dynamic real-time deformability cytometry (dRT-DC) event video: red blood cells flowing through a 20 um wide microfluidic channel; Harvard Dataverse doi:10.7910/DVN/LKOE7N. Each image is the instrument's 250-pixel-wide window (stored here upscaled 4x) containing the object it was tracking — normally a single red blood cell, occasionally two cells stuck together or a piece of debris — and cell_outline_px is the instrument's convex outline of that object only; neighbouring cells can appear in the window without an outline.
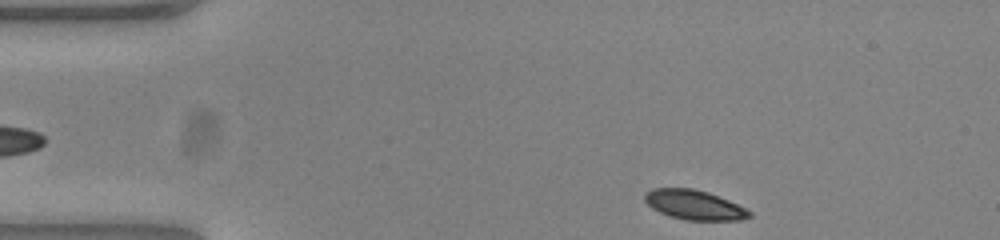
{"species": "common noctule bat (a hibernating species)", "species_latin": "Nyctalus noctula", "temperature_condition": "warm", "stored_images_in_passage": 47, "camera_frame_rate_fps": 3000, "um_per_image_px": 0.085, "animal": {"sex": "female", "body_mass_g": 23.0, "forearm_length_mm": 53.4}, "frame": {"image": 1, "passage_image": 2, "time_ms": 0.333, "image_size_px": [1000, 240], "cell_outline_px": [[752, 216], [740, 220], [688, 220], [672, 216], [660, 212], [652, 208], [644, 200], [644, 192], [652, 188], [692, 188], [708, 192], [728, 200], [752, 212]], "centroid_in_image_um": [58.99, 17.4], "position_along_channel_um": 26.0, "area_um2": 17.92}}
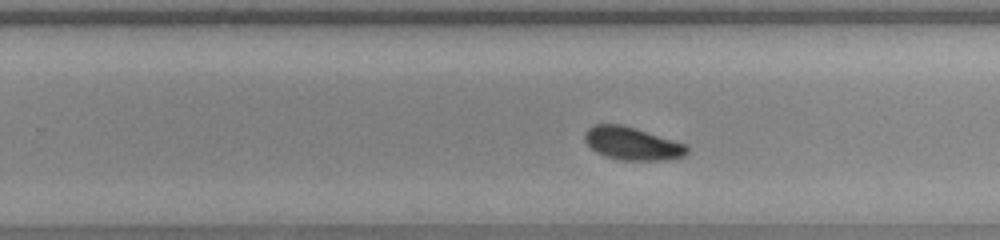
{"frame": {"image": 2, "passage_image": 27, "time_ms": 8.667, "image_size_px": [1000, 240], "cell_outline_px": [[688, 152], [684, 156], [660, 160], [624, 160], [604, 156], [596, 152], [584, 140], [584, 132], [592, 124], [620, 124], [636, 128], [688, 144]], "centroid_in_image_um": [53.73, 12.18], "position_along_channel_um": 276.1, "area_um2": 19.71}}
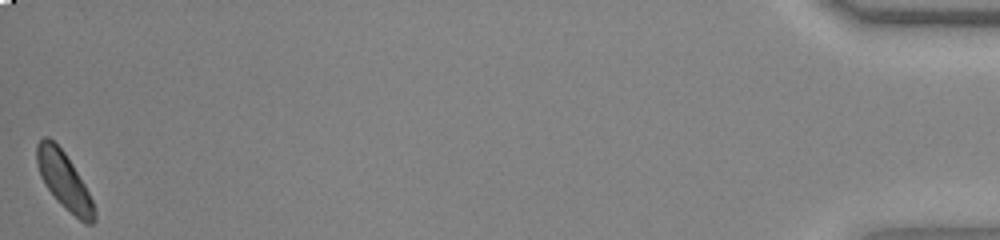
{"frame": {"image": 3, "passage_image": 47, "time_ms": 15.333, "image_size_px": [1000, 240], "cell_outline_px": [[96, 220], [92, 224], [84, 224], [56, 200], [40, 176], [36, 164], [36, 144], [44, 136], [48, 136], [64, 152], [72, 164], [84, 184], [92, 200], [96, 212]], "centroid_in_image_um": [5.44, 15.37], "position_along_channel_um": 429.8, "area_um2": 18.96}}